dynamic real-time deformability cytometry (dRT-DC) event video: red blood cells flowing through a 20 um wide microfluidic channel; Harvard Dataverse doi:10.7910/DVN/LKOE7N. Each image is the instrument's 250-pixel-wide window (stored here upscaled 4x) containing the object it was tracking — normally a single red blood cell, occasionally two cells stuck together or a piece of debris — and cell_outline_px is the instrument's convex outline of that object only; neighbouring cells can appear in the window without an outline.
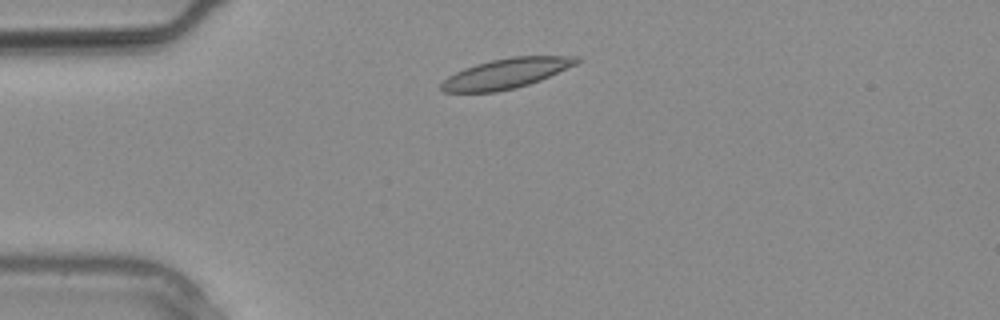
{"species": "common noctule bat (a hibernating species)", "species_latin": "Nyctalus noctula", "temperature_condition": "warm", "stored_images_in_passage": 1, "camera_frame_rate_fps": 3000, "um_per_image_px": 0.085, "animal": {"sex": "male", "body_mass_g": 20.4}, "frame": {"image": 1, "passage_image": 1, "time_ms": 0.0, "image_size_px": [1000, 320], "cell_outline_px": [[584, 60], [576, 64], [540, 80], [516, 88], [496, 92], [444, 92], [440, 88], [440, 84], [448, 76], [464, 68], [476, 64], [492, 60], [512, 56], [580, 56]], "centroid_in_image_um": [43.04, 6.24], "position_along_channel_um": 42.0, "area_um2": 23.64}}